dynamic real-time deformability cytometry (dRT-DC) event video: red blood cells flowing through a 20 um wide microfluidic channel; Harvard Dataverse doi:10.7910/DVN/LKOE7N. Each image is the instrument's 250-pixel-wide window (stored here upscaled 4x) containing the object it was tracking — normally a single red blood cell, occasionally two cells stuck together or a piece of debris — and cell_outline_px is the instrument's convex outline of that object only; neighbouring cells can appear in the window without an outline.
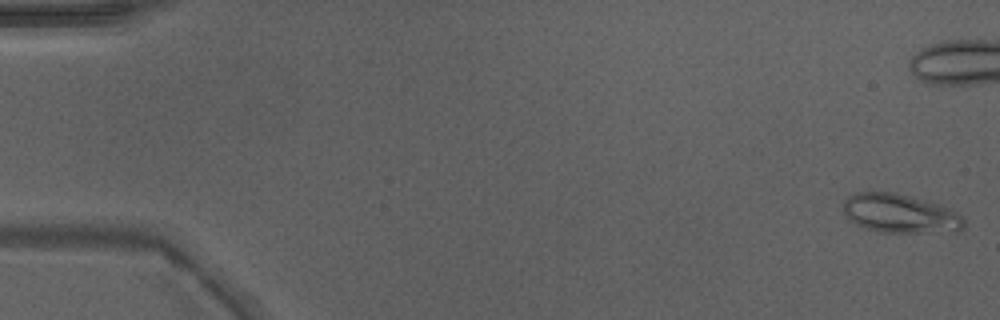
{"species": "Egyptian fruit bat (a non-hibernating species)", "species_latin": "Rousettus aegyptiacus", "temperature_condition": "warm", "stored_images_in_passage": 14, "camera_frame_rate_fps": 3000, "um_per_image_px": 0.085, "animal": {"sex": "male"}, "frame": {"image": 1, "passage_image": 1, "time_ms": 0.0, "image_size_px": [1000, 320], "cell_outline_px": [[964, 228], [960, 232], [876, 232], [864, 228], [848, 220], [844, 216], [844, 200], [848, 196], [856, 192], [896, 192], [912, 196], [948, 208], [964, 216]], "centroid_in_image_um": [76.5, 18.16], "position_along_channel_um": 8.5, "area_um2": 27.69}}